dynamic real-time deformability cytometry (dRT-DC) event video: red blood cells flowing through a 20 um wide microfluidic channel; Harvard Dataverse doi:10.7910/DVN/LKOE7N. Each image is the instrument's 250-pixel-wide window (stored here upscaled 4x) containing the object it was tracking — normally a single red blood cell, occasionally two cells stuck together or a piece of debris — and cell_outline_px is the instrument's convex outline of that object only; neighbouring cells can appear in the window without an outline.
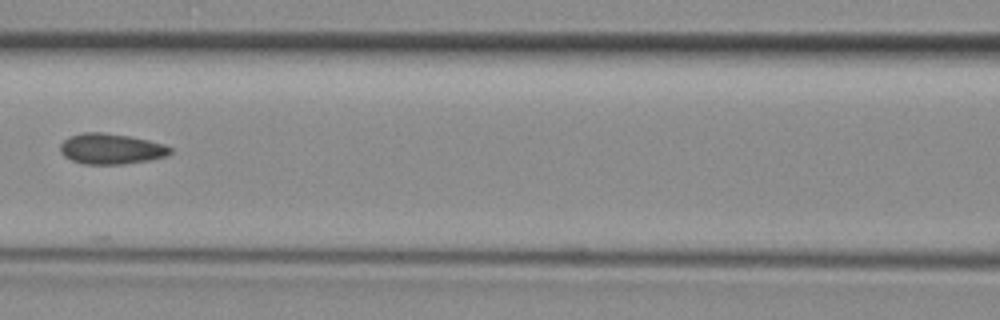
{"species": "common noctule bat (a hibernating species)", "species_latin": "Nyctalus noctula", "temperature_condition": "room temperature", "stored_images_in_passage": 5, "camera_frame_rate_fps": 3000, "um_per_image_px": 0.085, "animal": {"sex": "female", "body_mass_g": 29.2, "forearm_length_mm": 56.3}, "frame": {"image": 1, "passage_image": 5, "time_ms": 1.333, "image_size_px": [1000, 320], "cell_outline_px": [[172, 152], [168, 156], [148, 160], [124, 164], [84, 164], [72, 160], [64, 156], [60, 152], [60, 144], [64, 140], [72, 136], [84, 132], [104, 132], [128, 136], [148, 140], [164, 144], [172, 148]], "centroid_in_image_um": [9.46, 12.65], "position_along_channel_um": 157.1, "area_um2": 19.59}}